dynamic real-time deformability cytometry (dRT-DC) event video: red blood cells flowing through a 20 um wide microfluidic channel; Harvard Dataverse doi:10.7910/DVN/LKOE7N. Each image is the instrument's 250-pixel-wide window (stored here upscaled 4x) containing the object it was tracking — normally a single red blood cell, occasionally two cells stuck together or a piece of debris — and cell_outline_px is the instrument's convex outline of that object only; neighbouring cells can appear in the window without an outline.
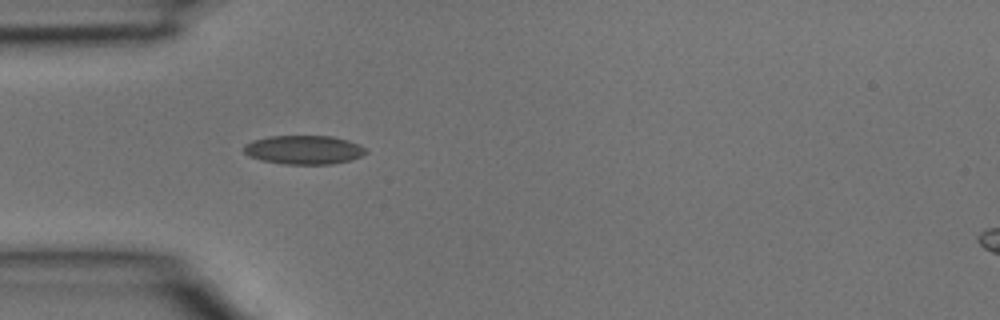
{"species": "common noctule bat (a hibernating species)", "species_latin": "Nyctalus noctula", "temperature_condition": "room temperature", "stored_images_in_passage": 3, "segment_of_instrument_passage": [1, 2], "camera_frame_rate_fps": 3000, "um_per_image_px": 0.085, "animal": {"sex": "male", "body_mass_g": 15.6}, "frame": {"image": 1, "passage_image": 2, "time_ms": 0.333, "image_size_px": [1000, 320], "cell_outline_px": [[368, 152], [364, 156], [352, 160], [332, 164], [284, 164], [260, 160], [248, 156], [244, 152], [244, 144], [252, 140], [268, 136], [332, 136], [348, 140], [364, 148]], "centroid_in_image_um": [25.82, 12.74], "position_along_channel_um": 59.2, "area_um2": 20.69}}